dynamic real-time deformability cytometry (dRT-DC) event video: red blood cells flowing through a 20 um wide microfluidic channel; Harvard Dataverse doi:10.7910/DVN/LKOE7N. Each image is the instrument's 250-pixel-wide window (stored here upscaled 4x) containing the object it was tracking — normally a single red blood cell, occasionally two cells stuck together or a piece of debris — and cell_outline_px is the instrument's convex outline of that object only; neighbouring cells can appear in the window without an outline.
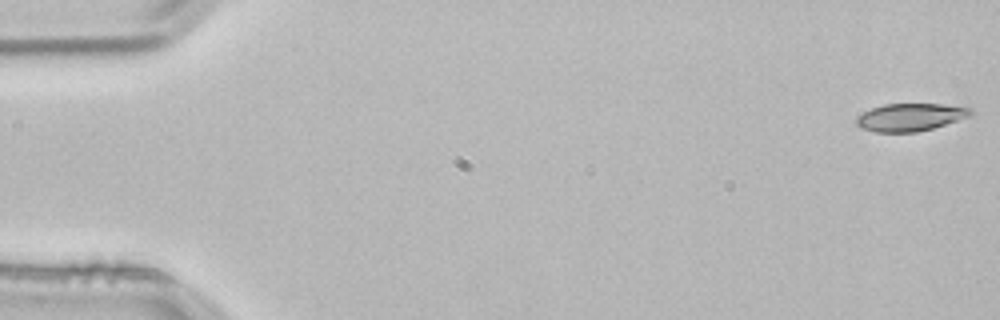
{"species": "common noctule bat (a hibernating species)", "species_latin": "Nyctalus noctula", "temperature_condition": "room temperature", "stored_images_in_passage": 3, "camera_frame_rate_fps": 3000, "um_per_image_px": 0.085, "animal": {"sex": "male", "body_mass_g": 21.5, "forearm_length_mm": 52.0}, "frame": {"image": 1, "passage_image": 1, "time_ms": 0.0, "image_size_px": [1000, 320], "cell_outline_px": [[972, 112], [968, 116], [932, 128], [916, 132], [876, 132], [860, 128], [856, 124], [856, 116], [872, 108], [884, 104], [940, 104], [972, 108]], "centroid_in_image_um": [77.31, 9.96], "position_along_channel_um": 7.7, "area_um2": 18.15}}
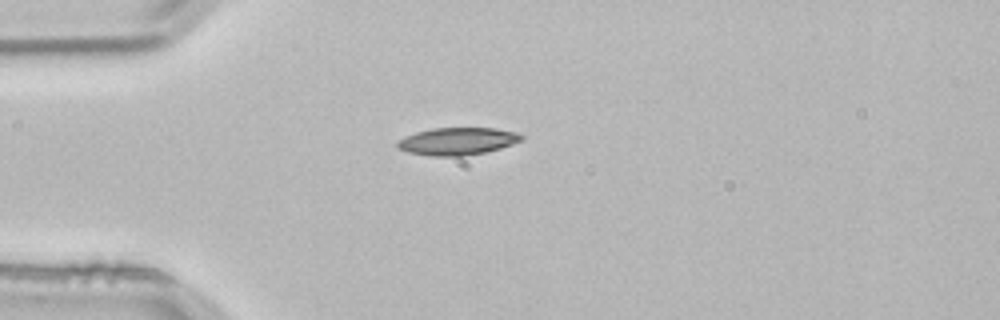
{"frame": {"image": 2, "passage_image": 3, "time_ms": 0.667, "image_size_px": [1000, 320], "cell_outline_px": [[524, 136], [520, 140], [512, 144], [500, 148], [484, 152], [464, 156], [432, 156], [408, 152], [400, 148], [396, 144], [400, 140], [416, 132], [432, 128], [496, 128], [516, 132]], "centroid_in_image_um": [38.9, 12.0], "position_along_channel_um": 46.1, "area_um2": 19.54}}